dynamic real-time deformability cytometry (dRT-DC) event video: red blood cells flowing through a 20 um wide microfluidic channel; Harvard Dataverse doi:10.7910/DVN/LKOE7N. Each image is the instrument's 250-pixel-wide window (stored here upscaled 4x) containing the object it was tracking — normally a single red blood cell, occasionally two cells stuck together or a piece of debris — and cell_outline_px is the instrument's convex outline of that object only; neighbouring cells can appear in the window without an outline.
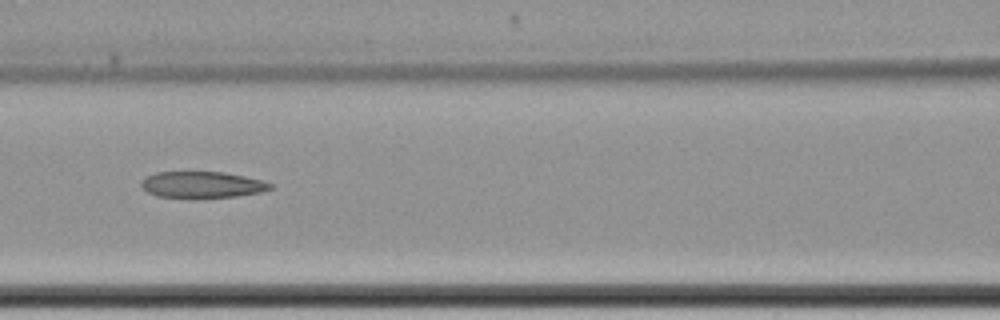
{"species": "common noctule bat (a hibernating species)", "species_latin": "Nyctalus noctula", "temperature_condition": "cold", "stored_images_in_passage": 9, "camera_frame_rate_fps": 3000, "um_per_image_px": 0.085, "animal": {"sex": "female", "body_mass_g": 22.7, "forearm_length_mm": 54.2}, "frame": {"image": 1, "passage_image": 6, "time_ms": 6.0, "image_size_px": [1000, 320], "cell_outline_px": [[276, 188], [264, 192], [236, 196], [196, 200], [156, 196], [140, 188], [140, 180], [144, 176], [156, 172], [224, 172], [264, 180], [272, 184]], "centroid_in_image_um": [17.17, 15.73], "position_along_channel_um": 149.4, "area_um2": 20.87}}
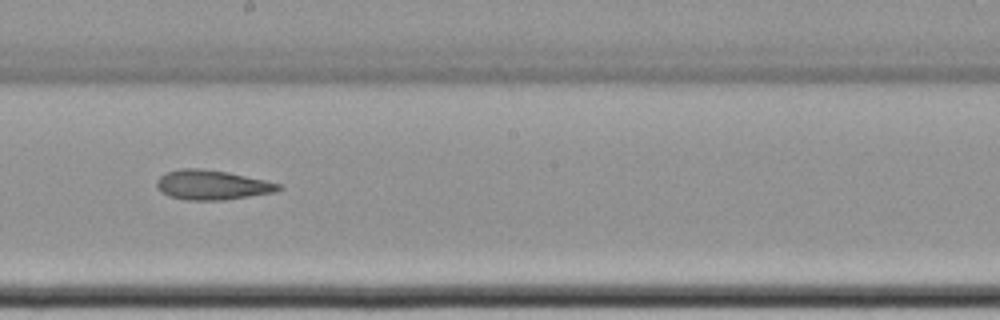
{"frame": {"image": 2, "passage_image": 8, "time_ms": 8.333, "image_size_px": [1000, 320], "cell_outline_px": [[284, 188], [276, 192], [224, 200], [184, 200], [168, 196], [160, 192], [156, 188], [156, 180], [160, 176], [168, 172], [180, 168], [200, 168], [228, 172], [284, 184]], "centroid_in_image_um": [18.04, 15.72], "position_along_channel_um": 230.2, "area_um2": 21.39}}
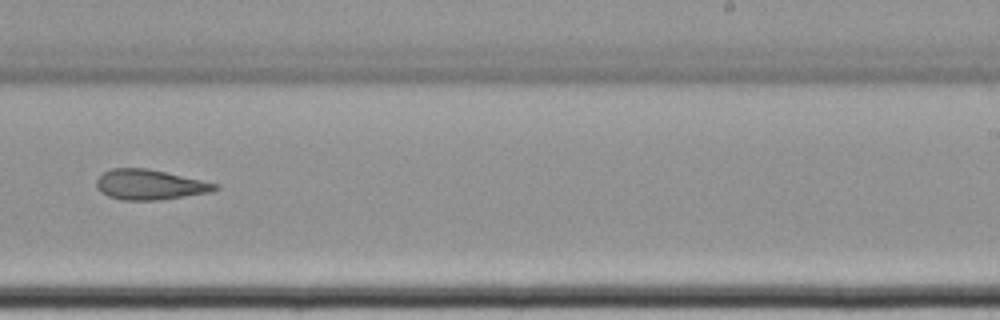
{"frame": {"image": 3, "passage_image": 9, "time_ms": 9.667, "image_size_px": [1000, 320], "cell_outline_px": [[220, 188], [212, 192], [160, 200], [120, 200], [108, 196], [100, 192], [96, 188], [96, 180], [104, 172], [112, 168], [148, 168], [220, 184]], "centroid_in_image_um": [12.74, 15.7], "position_along_channel_um": 276.3, "area_um2": 21.04}}